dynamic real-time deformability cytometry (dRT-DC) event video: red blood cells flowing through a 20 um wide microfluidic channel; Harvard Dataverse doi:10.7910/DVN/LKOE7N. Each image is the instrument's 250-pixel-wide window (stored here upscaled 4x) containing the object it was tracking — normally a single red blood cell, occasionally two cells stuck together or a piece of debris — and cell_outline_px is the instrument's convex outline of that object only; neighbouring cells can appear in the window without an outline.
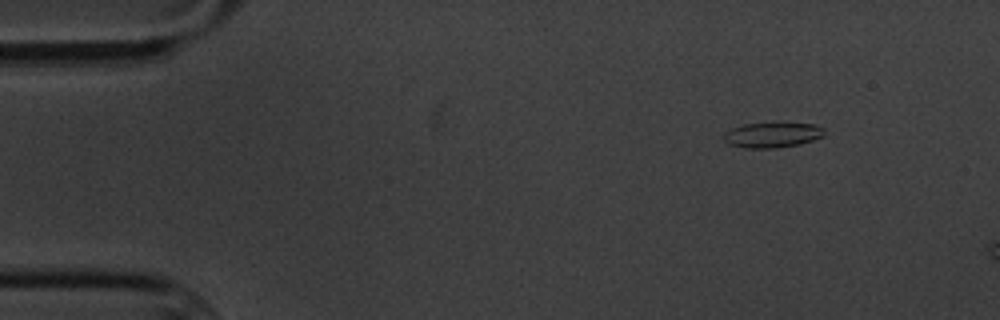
{"species": "common noctule bat (a hibernating species)", "species_latin": "Nyctalus noctula", "temperature_condition": "cold", "stored_images_in_passage": 4, "segment_of_instrument_passage": [1, 2], "camera_frame_rate_fps": 3000, "um_per_image_px": 0.085, "animal": {"sex": "male", "body_mass_g": 20.1, "forearm_length_mm": 53.5}, "frame": {"image": 1, "passage_image": 2, "time_ms": 1.333, "image_size_px": [1000, 320], "cell_outline_px": [[824, 136], [800, 144], [776, 148], [744, 148], [728, 144], [724, 140], [724, 132], [732, 128], [744, 124], [776, 120], [816, 124], [824, 128]], "centroid_in_image_um": [65.67, 11.42], "position_along_channel_um": 19.3, "area_um2": 15.61}}